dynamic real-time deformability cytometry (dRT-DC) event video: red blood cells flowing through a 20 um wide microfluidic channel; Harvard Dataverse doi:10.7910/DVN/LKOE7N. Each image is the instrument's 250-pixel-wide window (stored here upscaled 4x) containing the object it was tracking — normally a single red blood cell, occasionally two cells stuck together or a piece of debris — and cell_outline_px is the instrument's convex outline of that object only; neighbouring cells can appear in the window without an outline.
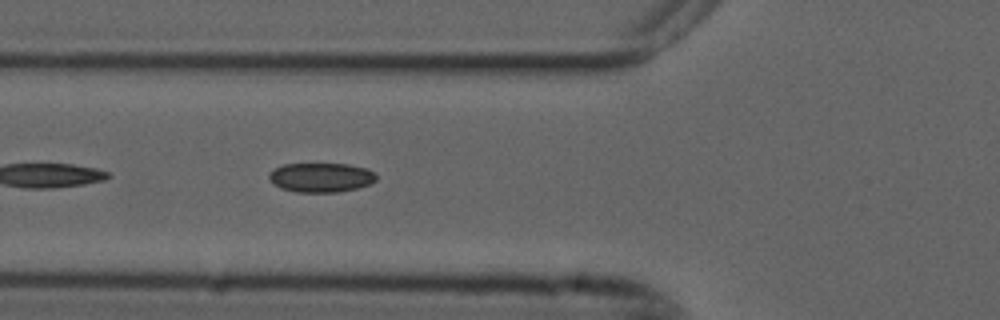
{"species": "common noctule bat (a hibernating species)", "species_latin": "Nyctalus noctula", "temperature_condition": "cold", "stored_images_in_passage": 40, "camera_frame_rate_fps": 3000, "um_per_image_px": 0.085, "animal": {"sex": "male", "forearm_length_mm": 52.5}, "frame": {"image": 1, "passage_image": 7, "time_ms": 2.0, "image_size_px": [1000, 320], "cell_outline_px": [[376, 180], [368, 184], [356, 188], [336, 192], [296, 192], [280, 188], [272, 184], [268, 176], [276, 168], [284, 164], [348, 164], [368, 168], [376, 176]], "centroid_in_image_um": [27.27, 15.08], "position_along_channel_um": 98.5, "area_um2": 18.21}}
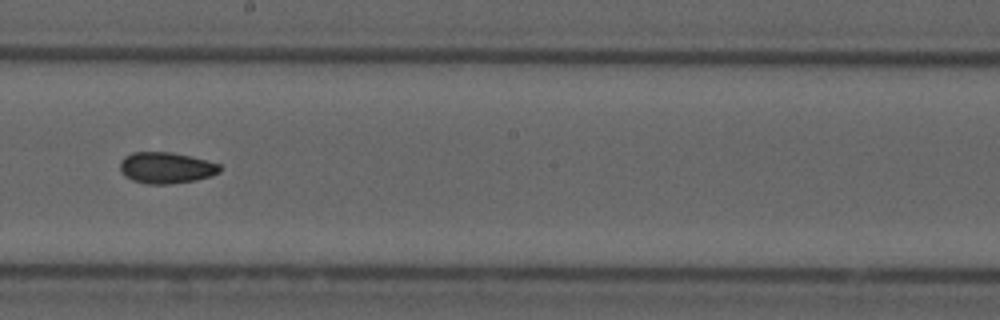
{"frame": {"image": 2, "passage_image": 18, "time_ms": 5.667, "image_size_px": [1000, 320], "cell_outline_px": [[220, 172], [212, 176], [196, 180], [168, 184], [148, 184], [132, 180], [124, 176], [120, 168], [120, 160], [124, 156], [132, 152], [172, 152], [192, 156], [220, 164]], "centroid_in_image_um": [14.12, 14.25], "position_along_channel_um": 234.1, "area_um2": 18.32}}
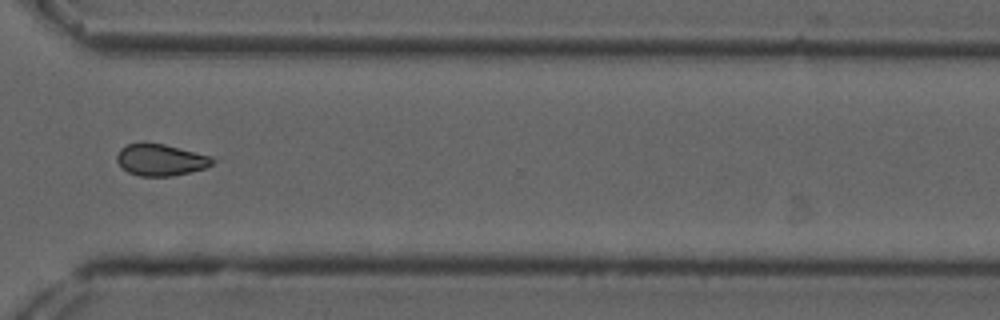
{"frame": {"image": 3, "passage_image": 28, "time_ms": 9.0, "image_size_px": [1000, 320], "cell_outline_px": [[220, 156], [212, 164], [204, 168], [172, 176], [140, 176], [128, 172], [116, 160], [116, 156], [120, 148], [128, 144], [144, 140], [164, 144]], "centroid_in_image_um": [13.72, 13.54], "position_along_channel_um": 356.9, "area_um2": 18.32}, "authors_computed_cell_mechanics": {"area_um2": 17.8313, "velocity_mm_per_s": 3.6916, "shape_relaxation_time_tau1_ms": 10.4295, "shape_relaxation_time_tau2_ms": 6.3144, "deformation_change_tau1": 0.0962, "deformation_change_tau2": 0.103}}